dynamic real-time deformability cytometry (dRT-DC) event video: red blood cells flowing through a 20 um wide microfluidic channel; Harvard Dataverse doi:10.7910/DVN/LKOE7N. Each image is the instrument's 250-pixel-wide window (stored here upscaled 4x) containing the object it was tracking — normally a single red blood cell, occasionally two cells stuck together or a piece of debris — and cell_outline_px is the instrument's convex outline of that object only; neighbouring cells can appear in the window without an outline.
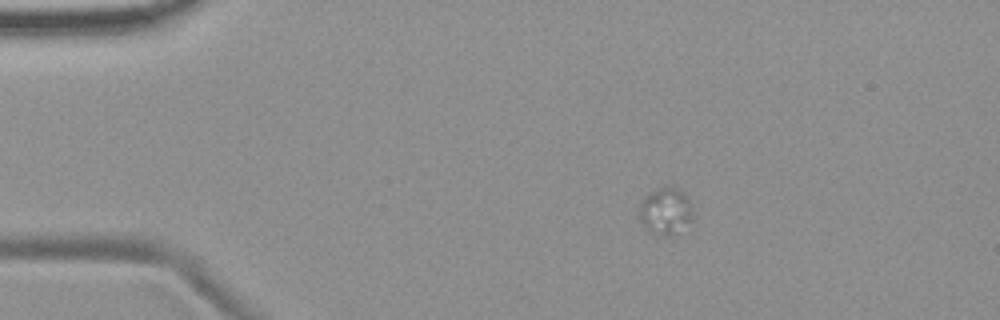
{"species": "common noctule bat (a hibernating species)", "species_latin": "Nyctalus noctula", "temperature_condition": "room temperature", "stored_images_in_passage": 5, "camera_frame_rate_fps": 3000, "um_per_image_px": 0.085, "animal": {"sex": "female", "body_mass_g": 19.9}, "frame": {"image": 1, "passage_image": 3, "time_ms": 2.0, "image_size_px": [1000, 320], "cell_outline_px": [[692, 220], [668, 236], [648, 232], [640, 220], [640, 204], [644, 196], [648, 192], [656, 188], [676, 188], [684, 192], [688, 196], [692, 204]], "centroid_in_image_um": [56.56, 17.91], "position_along_channel_um": 28.4, "area_um2": 14.51}}